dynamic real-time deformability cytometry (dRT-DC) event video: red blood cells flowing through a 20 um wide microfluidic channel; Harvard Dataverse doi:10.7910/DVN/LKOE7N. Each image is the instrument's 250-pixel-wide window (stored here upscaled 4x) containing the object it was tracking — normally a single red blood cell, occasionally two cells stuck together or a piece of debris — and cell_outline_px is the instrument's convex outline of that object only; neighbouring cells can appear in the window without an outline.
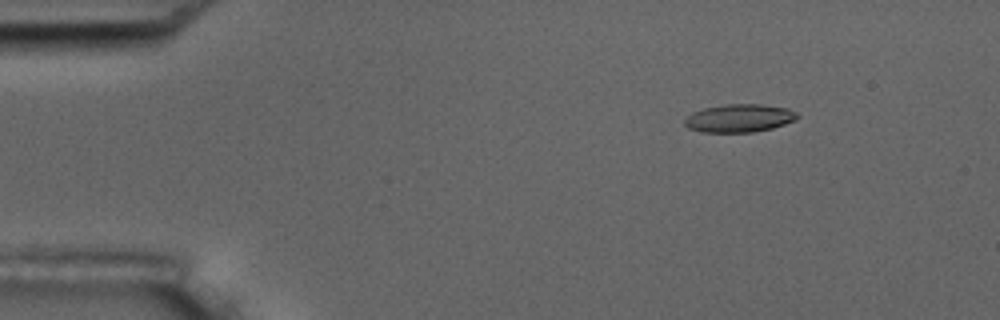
{"species": "common noctule bat (a hibernating species)", "species_latin": "Nyctalus noctula", "temperature_condition": "room temperature", "stored_images_in_passage": 5, "camera_frame_rate_fps": 3000, "um_per_image_px": 0.085, "animal": {"sex": "male", "body_mass_g": 17.5, "forearm_length_mm": 52.3}, "frame": {"image": 1, "passage_image": 3, "time_ms": 2.333, "image_size_px": [1000, 320], "cell_outline_px": [[800, 116], [796, 120], [772, 128], [752, 132], [700, 132], [688, 128], [684, 124], [684, 120], [692, 112], [704, 108], [728, 104], [760, 104], [788, 108], [796, 112]], "centroid_in_image_um": [62.84, 10.04], "position_along_channel_um": 22.2, "area_um2": 18.44}}
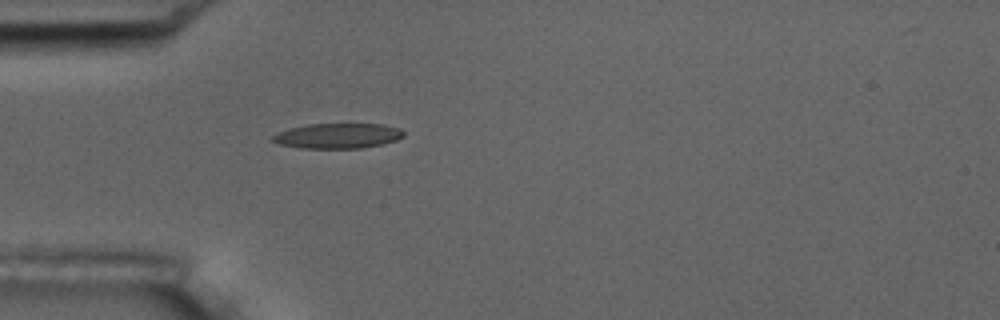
{"frame": {"image": 2, "passage_image": 5, "time_ms": 5.333, "image_size_px": [1000, 320], "cell_outline_px": [[404, 136], [396, 140], [380, 144], [360, 148], [300, 148], [280, 144], [272, 140], [272, 136], [276, 132], [288, 128], [308, 124], [384, 124], [400, 128], [404, 132]], "centroid_in_image_um": [28.69, 11.53], "position_along_channel_um": 56.3, "area_um2": 19.19}}